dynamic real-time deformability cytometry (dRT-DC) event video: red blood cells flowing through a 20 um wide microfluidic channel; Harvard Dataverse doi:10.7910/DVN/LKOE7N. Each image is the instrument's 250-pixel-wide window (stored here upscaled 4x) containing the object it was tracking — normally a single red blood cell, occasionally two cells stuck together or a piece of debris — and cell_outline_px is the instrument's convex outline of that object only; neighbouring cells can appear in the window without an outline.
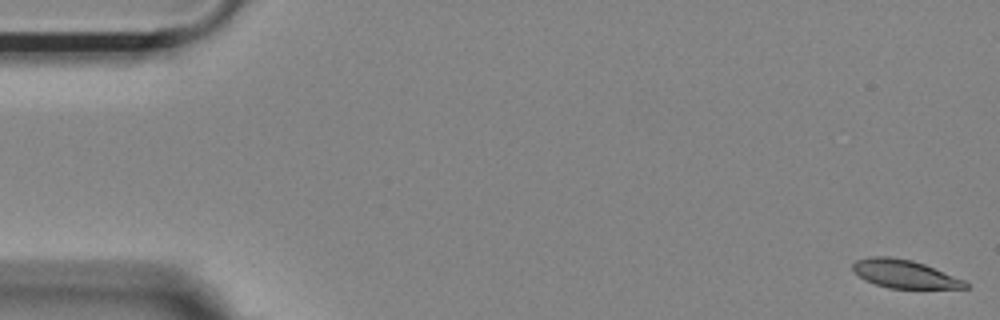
{"species": "Egyptian fruit bat (a non-hibernating species)", "species_latin": "Rousettus aegyptiacus", "temperature_condition": "room temperature", "stored_images_in_passage": 19, "camera_frame_rate_fps": 3000, "um_per_image_px": 0.085, "animal": {"sex": "female"}, "frame": {"image": 1, "passage_image": 1, "time_ms": 0.0, "image_size_px": [1000, 320], "cell_outline_px": [[968, 288], [888, 288], [864, 280], [852, 268], [852, 264], [856, 260], [868, 256], [888, 256], [912, 260], [924, 264], [964, 280], [968, 284]], "centroid_in_image_um": [76.85, 23.27], "position_along_channel_um": 8.2, "area_um2": 18.32}}
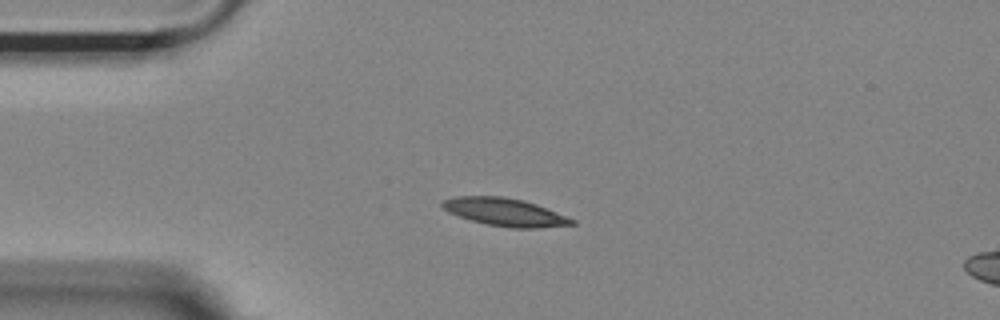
{"frame": {"image": 2, "passage_image": 13, "time_ms": 4.0, "image_size_px": [1000, 320], "cell_outline_px": [[576, 224], [536, 228], [512, 228], [488, 224], [472, 220], [448, 212], [440, 204], [444, 200], [456, 196], [504, 196], [524, 200], [536, 204], [576, 220]], "centroid_in_image_um": [42.93, 18.02], "position_along_channel_um": 42.1, "area_um2": 20.81}}
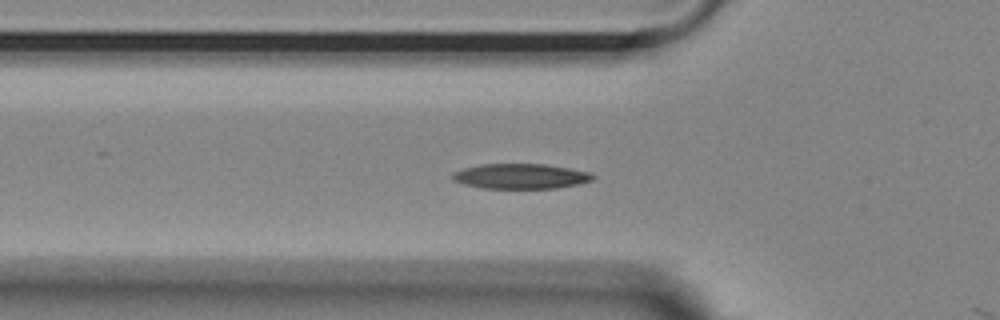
{"frame": {"image": 3, "passage_image": 18, "time_ms": 5.667, "image_size_px": [1000, 320], "cell_outline_px": [[596, 176], [592, 180], [580, 184], [556, 188], [484, 188], [464, 184], [452, 180], [452, 172], [464, 168], [480, 164], [544, 164], [592, 172]], "centroid_in_image_um": [44.27, 14.98], "position_along_channel_um": 81.5, "area_um2": 20.58}}